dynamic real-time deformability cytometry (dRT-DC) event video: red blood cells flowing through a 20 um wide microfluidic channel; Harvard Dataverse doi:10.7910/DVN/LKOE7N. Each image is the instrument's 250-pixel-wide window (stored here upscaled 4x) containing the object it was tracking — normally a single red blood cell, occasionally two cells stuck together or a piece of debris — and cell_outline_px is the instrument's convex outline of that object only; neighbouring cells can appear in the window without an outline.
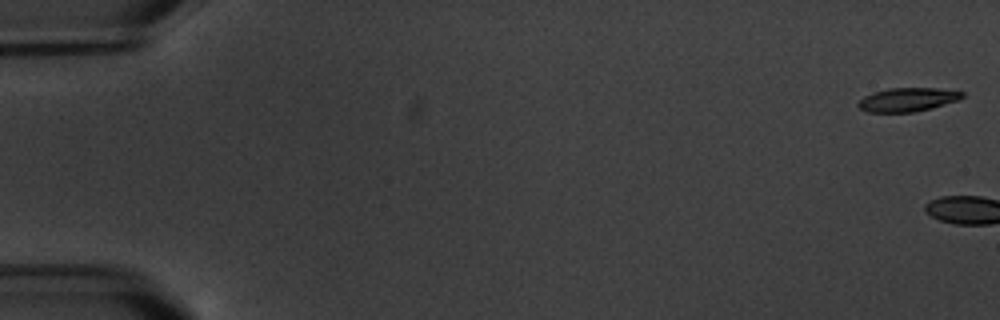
{"species": "common noctule bat (a hibernating species)", "species_latin": "Nyctalus noctula", "temperature_condition": "warm", "stored_images_in_passage": 5, "camera_frame_rate_fps": 3000, "um_per_image_px": 0.085, "animal": {"sex": "male", "body_mass_g": 20.1, "forearm_length_mm": 53.5}, "frame": {"image": 1, "passage_image": 1, "time_ms": 0.0, "image_size_px": [1000, 320], "cell_outline_px": [[964, 96], [960, 100], [932, 108], [912, 112], [868, 112], [860, 108], [856, 104], [864, 96], [872, 92], [888, 88], [936, 88], [964, 92]], "centroid_in_image_um": [77.15, 8.46], "position_along_channel_um": 7.8, "area_um2": 14.45}}